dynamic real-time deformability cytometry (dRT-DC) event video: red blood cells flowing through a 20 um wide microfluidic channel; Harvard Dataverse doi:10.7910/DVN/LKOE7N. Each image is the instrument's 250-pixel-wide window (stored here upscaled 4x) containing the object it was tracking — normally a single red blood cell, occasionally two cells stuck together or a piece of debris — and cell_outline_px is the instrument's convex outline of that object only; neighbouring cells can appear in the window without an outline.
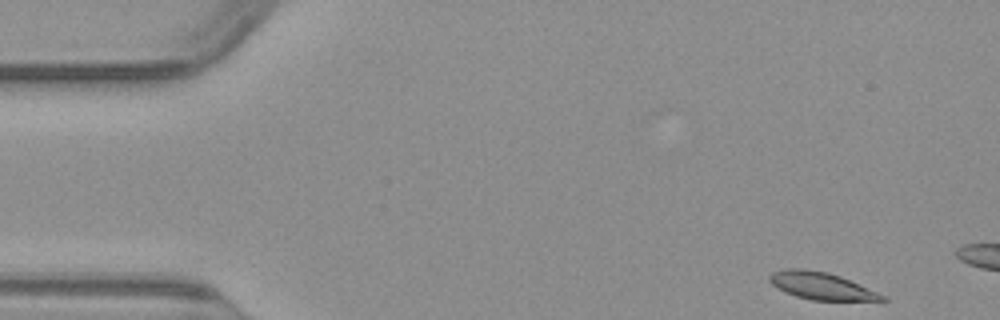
{"species": "common noctule bat (a hibernating species)", "species_latin": "Nyctalus noctula", "temperature_condition": "warm", "stored_images_in_passage": 9, "camera_frame_rate_fps": 3000, "um_per_image_px": 0.085, "animal": {"sex": "male", "body_mass_g": 23.1, "forearm_length_mm": 52.7}, "frame": {"image": 1, "passage_image": 1, "time_ms": 0.0, "image_size_px": [1000, 320], "cell_outline_px": [[888, 300], [812, 300], [796, 296], [772, 284], [768, 280], [768, 276], [772, 272], [784, 268], [804, 268], [828, 272], [840, 276], [888, 296]], "centroid_in_image_um": [69.82, 24.28], "position_along_channel_um": 15.2, "area_um2": 17.8}}